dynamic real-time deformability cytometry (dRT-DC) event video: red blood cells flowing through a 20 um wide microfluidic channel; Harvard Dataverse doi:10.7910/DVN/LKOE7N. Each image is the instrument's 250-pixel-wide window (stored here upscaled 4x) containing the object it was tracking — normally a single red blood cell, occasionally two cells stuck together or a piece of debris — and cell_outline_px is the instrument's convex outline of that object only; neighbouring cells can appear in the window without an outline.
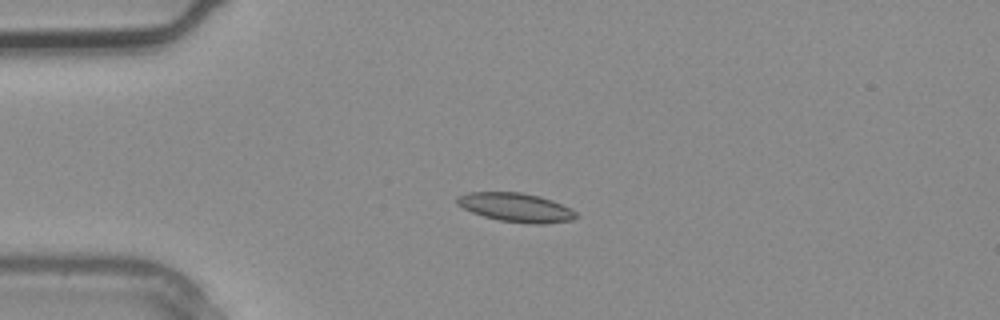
{"species": "common noctule bat (a hibernating species)", "species_latin": "Nyctalus noctula", "temperature_condition": "warm", "stored_images_in_passage": 2, "camera_frame_rate_fps": 3000, "um_per_image_px": 0.085, "animal": {"sex": "male", "body_mass_g": 20.4}, "frame": {"image": 1, "passage_image": 2, "time_ms": 0.333, "image_size_px": [1000, 320], "cell_outline_px": [[576, 216], [572, 220], [544, 224], [532, 224], [500, 220], [484, 216], [472, 212], [456, 204], [456, 196], [468, 192], [520, 192], [540, 196], [552, 200], [576, 212]], "centroid_in_image_um": [43.82, 17.62], "position_along_channel_um": 41.2, "area_um2": 19.88}}